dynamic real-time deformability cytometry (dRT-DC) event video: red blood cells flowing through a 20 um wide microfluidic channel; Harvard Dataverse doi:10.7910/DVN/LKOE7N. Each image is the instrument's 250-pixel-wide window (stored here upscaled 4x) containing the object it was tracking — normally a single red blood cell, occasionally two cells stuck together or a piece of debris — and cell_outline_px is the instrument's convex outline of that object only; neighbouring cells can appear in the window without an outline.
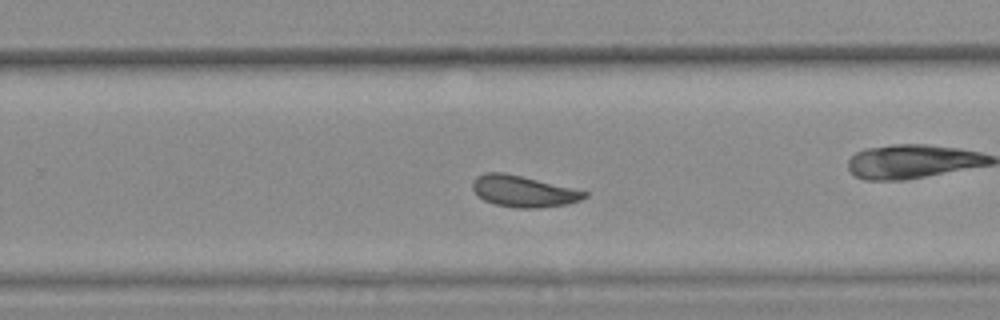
{"species": "common noctule bat (a hibernating species)", "species_latin": "Nyctalus noctula", "temperature_condition": "warm", "stored_images_in_passage": 39, "camera_frame_rate_fps": 3000, "um_per_image_px": 0.085, "animal": {"sex": "female", "body_mass_g": 25.1}, "frame": {"image": 1, "passage_image": 28, "time_ms": 9.0, "image_size_px": [1000, 320], "cell_outline_px": [[588, 196], [580, 200], [568, 204], [540, 208], [516, 208], [496, 204], [484, 200], [472, 188], [472, 180], [476, 176], [484, 172], [504, 172], [572, 188], [588, 192]], "centroid_in_image_um": [44.47, 16.26], "position_along_channel_um": 285.3, "area_um2": 20.35}, "authors_computed_cell_mechanics": {"area_um2": 20.7502, "velocity_mm_per_s": 3.788, "shape_relaxation_time_tau1_ms": null, "shape_relaxation_time_tau2_ms": 3.1214, "deformation_change_tau1": null, "deformation_change_tau2": 0.09}}